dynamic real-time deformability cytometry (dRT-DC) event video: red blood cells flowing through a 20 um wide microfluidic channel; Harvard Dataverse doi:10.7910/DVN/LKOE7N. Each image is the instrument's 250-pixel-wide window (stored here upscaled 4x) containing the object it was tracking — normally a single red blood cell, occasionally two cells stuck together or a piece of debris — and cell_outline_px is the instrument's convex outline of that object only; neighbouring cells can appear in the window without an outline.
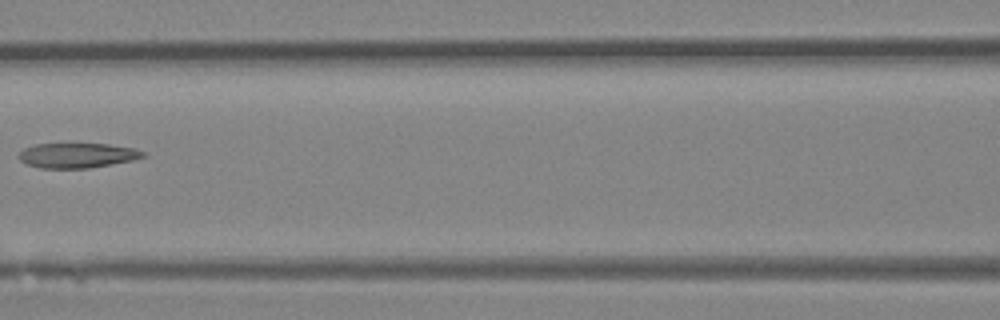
{"species": "Egyptian fruit bat (a non-hibernating species)", "species_latin": "Rousettus aegyptiacus", "temperature_condition": "room temperature", "stored_images_in_passage": 5, "camera_frame_rate_fps": 3000, "um_per_image_px": 0.085, "animal": {"sex": "female"}, "frame": {"image": 1, "passage_image": 5, "time_ms": 1.333, "image_size_px": [1000, 320], "cell_outline_px": [[148, 156], [132, 160], [88, 168], [40, 168], [28, 164], [20, 160], [16, 156], [24, 148], [36, 144], [108, 144], [136, 148], [148, 152]], "centroid_in_image_um": [6.61, 13.2], "position_along_channel_um": 160.0, "area_um2": 18.09}}